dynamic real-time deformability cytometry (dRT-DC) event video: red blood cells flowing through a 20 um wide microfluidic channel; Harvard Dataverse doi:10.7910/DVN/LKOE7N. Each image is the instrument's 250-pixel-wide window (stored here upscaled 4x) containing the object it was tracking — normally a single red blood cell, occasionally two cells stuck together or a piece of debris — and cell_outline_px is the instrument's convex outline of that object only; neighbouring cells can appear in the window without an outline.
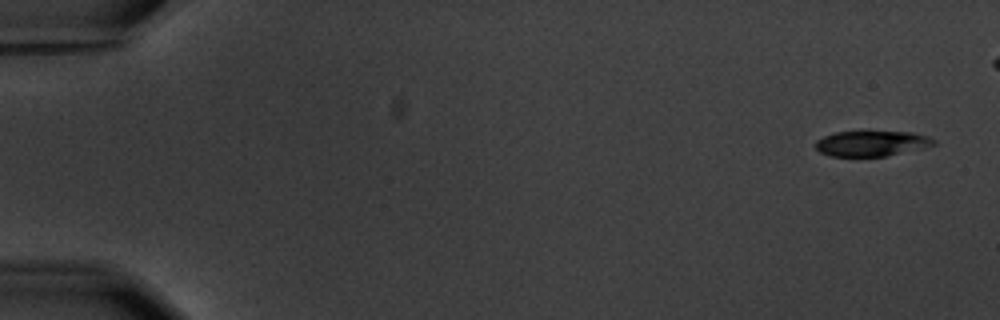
{"species": "common noctule bat (a hibernating species)", "species_latin": "Nyctalus noctula", "temperature_condition": "warm", "stored_images_in_passage": 6, "camera_frame_rate_fps": 3000, "um_per_image_px": 0.085, "animal": {"sex": "male", "body_mass_g": 20.1, "forearm_length_mm": 53.5}, "frame": {"image": 1, "passage_image": 1, "time_ms": 0.0, "image_size_px": [1000, 320], "cell_outline_px": [[936, 144], [888, 156], [832, 156], [820, 152], [816, 148], [816, 140], [824, 136], [836, 132], [860, 128], [868, 128], [912, 132], [928, 136], [936, 140]], "centroid_in_image_um": [74.08, 12.12], "position_along_channel_um": 10.9, "area_um2": 18.5}}